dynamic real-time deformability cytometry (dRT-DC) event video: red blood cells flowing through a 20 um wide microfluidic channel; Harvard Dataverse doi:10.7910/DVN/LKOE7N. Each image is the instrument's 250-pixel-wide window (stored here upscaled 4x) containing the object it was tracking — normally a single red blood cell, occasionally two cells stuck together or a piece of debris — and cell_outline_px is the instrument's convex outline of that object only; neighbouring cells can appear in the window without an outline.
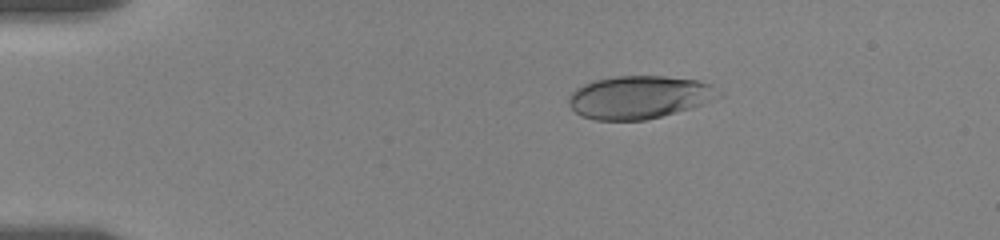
{"species": "human", "species_latin": "Homo sapiens", "temperature_condition": "room temperature", "stored_images_in_passage": 22, "camera_frame_rate_fps": 3000, "um_per_image_px": 0.085, "donor": {"sex": "female"}, "frame": {"image": 1, "passage_image": 5, "time_ms": 3.0, "image_size_px": [1000, 240], "cell_outline_px": [[724, 96], [692, 108], [644, 120], [596, 120], [580, 116], [568, 104], [568, 100], [572, 92], [576, 88], [584, 84], [596, 80], [616, 76], [664, 76], [696, 80], [712, 84], [724, 92]], "centroid_in_image_um": [54.39, 8.26], "position_along_channel_um": 30.6, "area_um2": 37.69}}
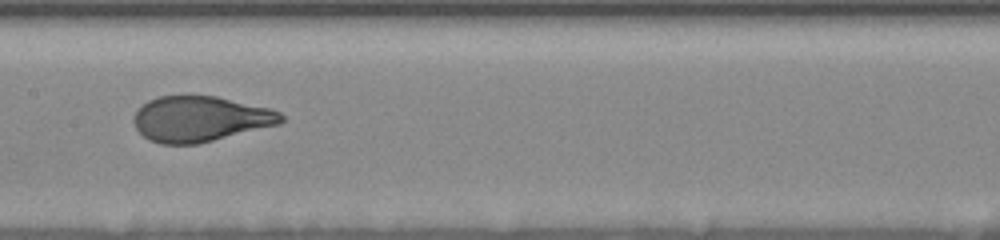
{"frame": {"image": 2, "passage_image": 15, "time_ms": 9.333, "image_size_px": [1000, 240], "cell_outline_px": [[284, 120], [280, 124], [196, 144], [160, 144], [148, 140], [136, 128], [132, 120], [136, 112], [148, 100], [160, 96], [216, 96], [272, 108], [280, 112], [284, 116]], "centroid_in_image_um": [17.03, 10.11], "position_along_channel_um": 190.4, "area_um2": 39.02}}
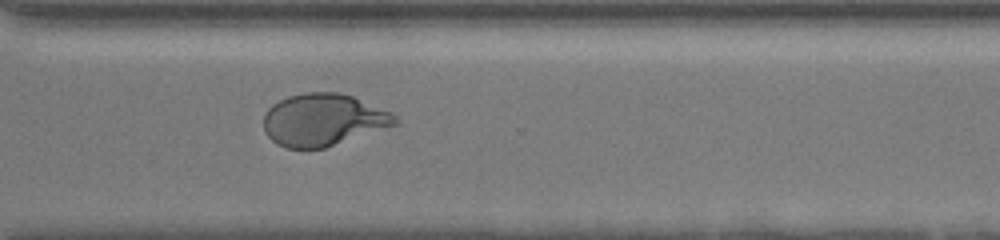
{"frame": {"image": 3, "passage_image": 22, "time_ms": 13.667, "image_size_px": [1000, 240], "cell_outline_px": [[400, 124], [324, 148], [288, 148], [276, 144], [264, 132], [264, 112], [272, 104], [288, 96], [304, 92], [340, 92], [352, 96], [392, 112], [400, 120]], "centroid_in_image_um": [27.49, 10.18], "position_along_channel_um": 343.1, "area_um2": 40.29}}